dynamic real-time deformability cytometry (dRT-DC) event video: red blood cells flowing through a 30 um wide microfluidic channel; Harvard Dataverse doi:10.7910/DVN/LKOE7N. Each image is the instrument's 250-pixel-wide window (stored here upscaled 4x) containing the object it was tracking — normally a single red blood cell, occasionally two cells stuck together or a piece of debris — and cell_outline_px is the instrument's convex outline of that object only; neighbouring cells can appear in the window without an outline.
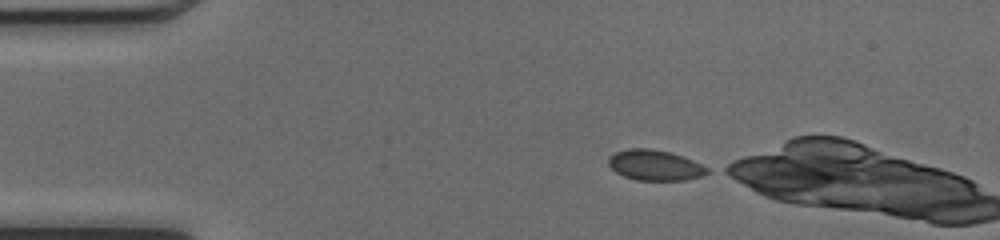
{"species": "common noctule bat (a hibernating species)", "species_latin": "Nyctalus noctula", "temperature_condition": "cold", "stored_images_in_passage": 8, "camera_frame_rate_fps": 3000, "um_per_image_px": 0.085, "animal": {"sex": "female", "body_mass_g": 17.0, "forearm_length_mm": 48.0}, "frame": {"image": 1, "passage_image": 1, "time_ms": 0.0, "image_size_px": [1000, 240], "cell_outline_px": [[712, 172], [700, 176], [684, 180], [636, 180], [624, 176], [616, 172], [608, 164], [608, 156], [616, 152], [628, 148], [652, 148], [684, 156], [708, 168]], "centroid_in_image_um": [55.66, 14.03], "position_along_channel_um": 29.3, "area_um2": 17.57}}